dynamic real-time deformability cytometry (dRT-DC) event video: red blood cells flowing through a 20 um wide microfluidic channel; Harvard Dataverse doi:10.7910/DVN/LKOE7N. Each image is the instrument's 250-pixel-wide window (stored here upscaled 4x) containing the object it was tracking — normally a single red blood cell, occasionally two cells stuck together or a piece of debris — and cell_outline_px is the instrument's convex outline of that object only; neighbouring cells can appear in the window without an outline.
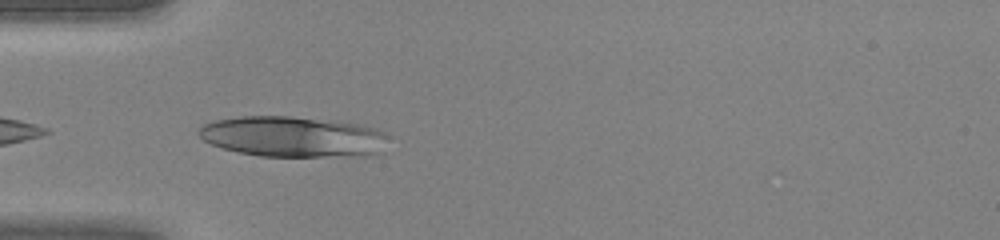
{"species": "human", "species_latin": "Homo sapiens", "temperature_condition": "warm", "stored_images_in_passage": 16, "camera_frame_rate_fps": 3000, "um_per_image_px": 0.085, "donor": {"sex": "female"}, "frame": {"image": 1, "passage_image": 1, "time_ms": 0.0, "image_size_px": [1000, 240], "cell_outline_px": [[388, 136], [380, 152], [368, 156], [260, 156], [240, 152], [224, 148], [212, 144], [204, 140], [196, 132], [204, 124], [216, 120], [240, 116], [288, 116], [336, 120], [364, 124], [376, 128], [384, 132]], "centroid_in_image_um": [24.94, 11.6], "position_along_channel_um": 60.1, "area_um2": 45.14}}
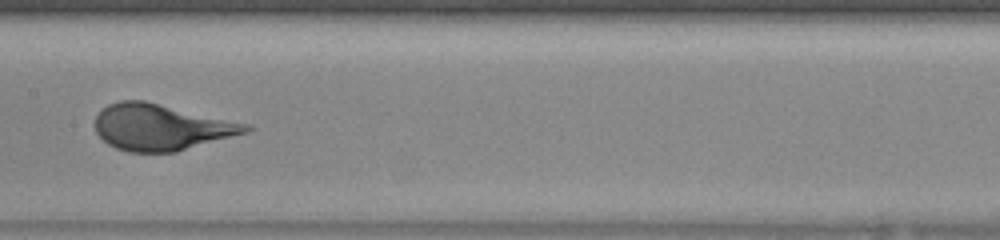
{"frame": {"image": 2, "passage_image": 10, "time_ms": 3.0, "image_size_px": [1000, 240], "cell_outline_px": [[256, 128], [248, 132], [176, 152], [128, 152], [116, 148], [108, 144], [96, 132], [96, 116], [108, 104], [120, 100], [144, 100], [252, 124]], "centroid_in_image_um": [13.75, 10.81], "position_along_channel_um": 193.7, "area_um2": 40.75}}
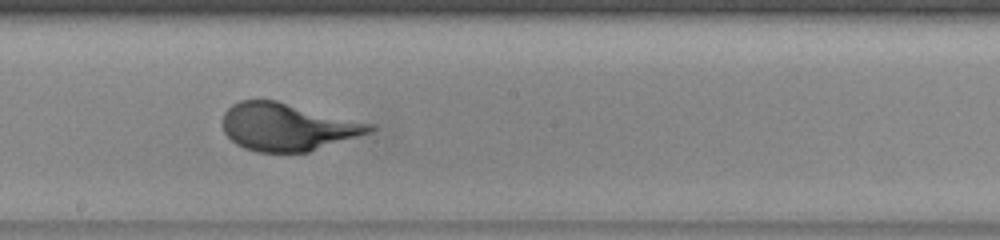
{"frame": {"image": 3, "passage_image": 12, "time_ms": 3.667, "image_size_px": [1000, 240], "cell_outline_px": [[376, 128], [372, 132], [308, 152], [256, 152], [244, 148], [236, 144], [224, 132], [224, 112], [232, 104], [240, 100], [276, 100], [376, 124]], "centroid_in_image_um": [24.47, 10.78], "position_along_channel_um": 223.7, "area_um2": 40.86}}